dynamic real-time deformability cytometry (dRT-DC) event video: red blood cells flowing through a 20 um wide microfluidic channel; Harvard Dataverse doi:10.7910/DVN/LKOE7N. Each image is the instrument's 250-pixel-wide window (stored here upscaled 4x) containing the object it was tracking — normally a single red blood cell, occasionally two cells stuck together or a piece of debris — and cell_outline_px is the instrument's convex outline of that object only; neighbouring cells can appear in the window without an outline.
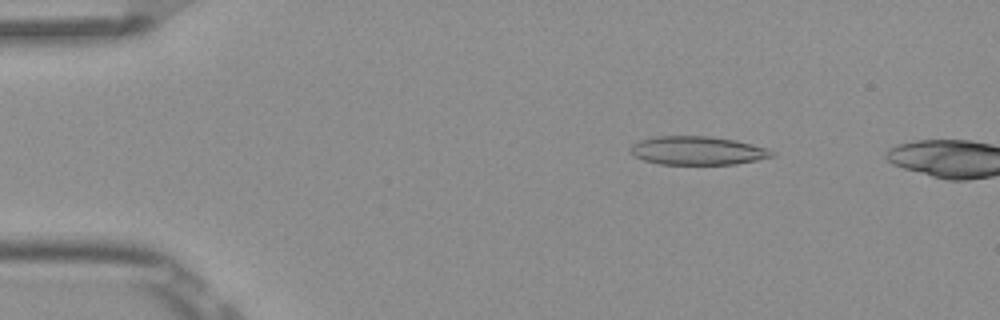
{"species": "Egyptian fruit bat (a non-hibernating species)", "species_latin": "Rousettus aegyptiacus", "temperature_condition": "room temperature", "stored_images_in_passage": 3, "camera_frame_rate_fps": 3000, "um_per_image_px": 0.085, "frame": {"image": 1, "passage_image": 2, "time_ms": 0.333, "image_size_px": [1000, 320], "cell_outline_px": [[776, 156], [736, 164], [660, 164], [644, 160], [636, 156], [632, 152], [632, 144], [640, 140], [656, 136], [708, 136], [736, 140], [752, 144], [776, 152]], "centroid_in_image_um": [59.33, 12.8], "position_along_channel_um": 25.7, "area_um2": 23.35}}